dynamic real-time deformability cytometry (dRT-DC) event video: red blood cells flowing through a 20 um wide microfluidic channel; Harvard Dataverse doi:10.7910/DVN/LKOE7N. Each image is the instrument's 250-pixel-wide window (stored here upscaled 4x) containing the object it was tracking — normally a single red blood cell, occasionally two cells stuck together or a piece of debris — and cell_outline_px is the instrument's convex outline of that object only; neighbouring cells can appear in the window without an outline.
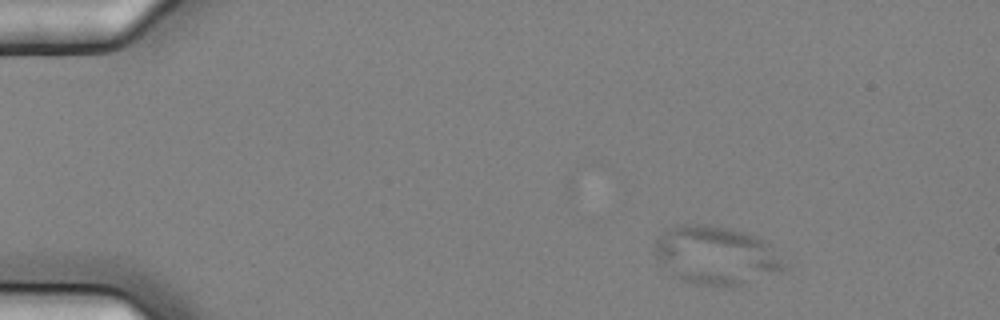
{"species": "common noctule bat (a hibernating species)", "species_latin": "Nyctalus noctula", "temperature_condition": "cold", "stored_images_in_passage": 5, "camera_frame_rate_fps": 3000, "um_per_image_px": 0.085, "animal": {"sex": "female", "body_mass_g": 25.1}, "frame": {"image": 1, "passage_image": 2, "time_ms": 0.333, "image_size_px": [1000, 320], "cell_outline_px": [[788, 268], [780, 272], [732, 288], [728, 288], [696, 284], [684, 280], [676, 276], [652, 252], [656, 240], [664, 228], [676, 224], [708, 224], [732, 228], [748, 232], [764, 240]], "centroid_in_image_um": [60.85, 21.69], "position_along_channel_um": 24.2, "area_um2": 44.33}}